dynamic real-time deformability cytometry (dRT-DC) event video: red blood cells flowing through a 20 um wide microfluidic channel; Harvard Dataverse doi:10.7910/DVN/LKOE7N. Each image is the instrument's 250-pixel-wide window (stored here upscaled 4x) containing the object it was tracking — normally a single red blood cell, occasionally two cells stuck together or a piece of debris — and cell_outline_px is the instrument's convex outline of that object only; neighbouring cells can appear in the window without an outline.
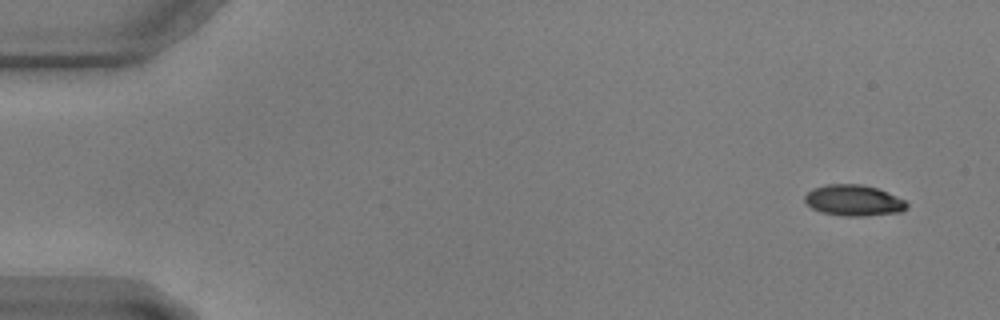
{"species": "common noctule bat (a hibernating species)", "species_latin": "Nyctalus noctula", "temperature_condition": "warm", "stored_images_in_passage": 55, "camera_frame_rate_fps": 3000, "um_per_image_px": 0.085, "animal": {"sex": "male", "body_mass_g": 17.9, "forearm_length_mm": 54.2}, "frame": {"image": 1, "passage_image": 1, "time_ms": 0.0, "image_size_px": [1000, 320], "cell_outline_px": [[908, 208], [900, 212], [868, 216], [840, 216], [820, 212], [812, 208], [804, 200], [804, 196], [812, 188], [824, 184], [864, 184], [876, 188], [896, 196], [904, 200], [908, 204]], "centroid_in_image_um": [72.54, 17.04], "position_along_channel_um": 12.5, "area_um2": 18.61}}
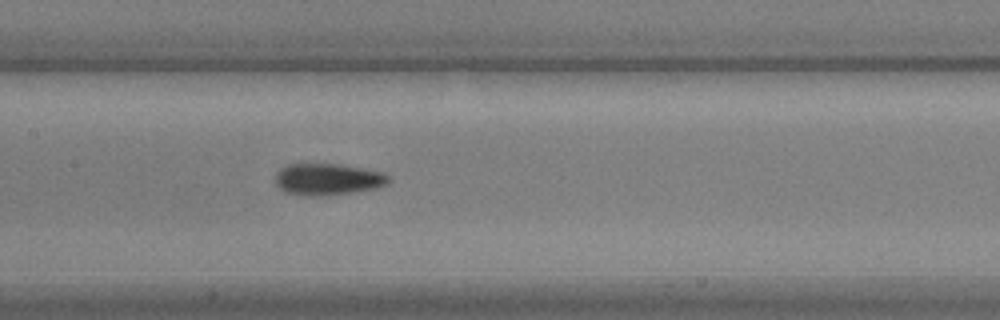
{"frame": {"image": 2, "passage_image": 26, "time_ms": 8.333, "image_size_px": [1000, 320], "cell_outline_px": [[392, 180], [388, 184], [376, 188], [320, 196], [304, 196], [288, 192], [280, 188], [276, 184], [276, 172], [280, 168], [288, 164], [340, 164], [384, 172]], "centroid_in_image_um": [27.87, 15.23], "position_along_channel_um": 179.5, "area_um2": 20.81}}
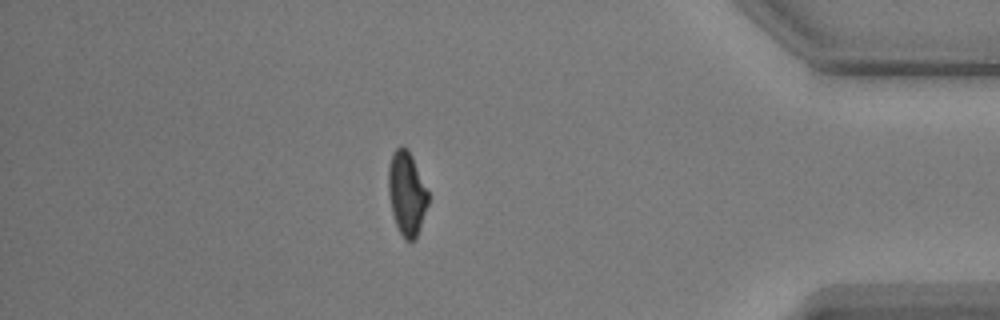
{"frame": {"image": 3, "passage_image": 48, "time_ms": 15.667, "image_size_px": [1000, 320], "cell_outline_px": [[428, 204], [416, 240], [404, 240], [396, 224], [392, 212], [388, 192], [388, 168], [392, 152], [400, 144], [404, 144], [408, 148], [412, 156], [428, 192]], "centroid_in_image_um": [34.56, 16.4], "position_along_channel_um": 400.6, "area_um2": 19.54}}